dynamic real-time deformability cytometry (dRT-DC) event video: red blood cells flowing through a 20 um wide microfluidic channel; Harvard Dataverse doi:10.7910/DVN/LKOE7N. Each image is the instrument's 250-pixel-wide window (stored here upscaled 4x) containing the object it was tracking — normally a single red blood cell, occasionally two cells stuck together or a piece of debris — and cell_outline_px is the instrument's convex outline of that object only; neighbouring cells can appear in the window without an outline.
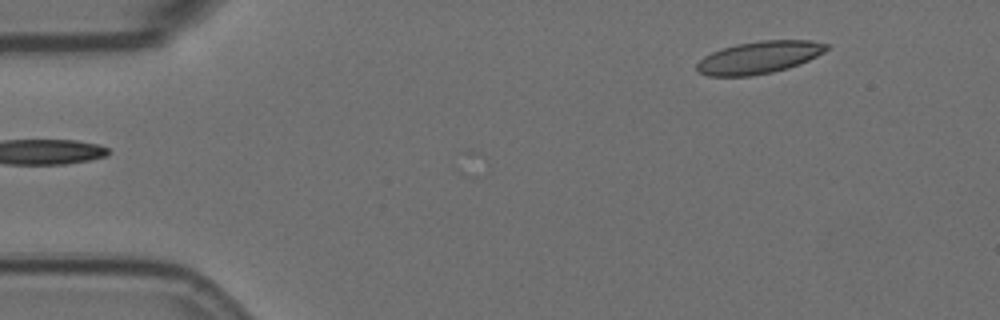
{"species": "Egyptian fruit bat (a non-hibernating species)", "species_latin": "Rousettus aegyptiacus", "temperature_condition": "room temperature", "stored_images_in_passage": 2, "camera_frame_rate_fps": 3000, "um_per_image_px": 0.085, "animal": {"sex": "female"}, "frame": {"image": 1, "passage_image": 2, "time_ms": 0.333, "image_size_px": [1000, 320], "cell_outline_px": [[828, 48], [824, 52], [800, 64], [788, 68], [772, 72], [752, 76], [708, 76], [700, 72], [696, 68], [696, 64], [704, 56], [712, 52], [736, 44], [760, 40], [812, 40], [828, 44]], "centroid_in_image_um": [64.53, 4.88], "position_along_channel_um": 20.5, "area_um2": 24.39}}